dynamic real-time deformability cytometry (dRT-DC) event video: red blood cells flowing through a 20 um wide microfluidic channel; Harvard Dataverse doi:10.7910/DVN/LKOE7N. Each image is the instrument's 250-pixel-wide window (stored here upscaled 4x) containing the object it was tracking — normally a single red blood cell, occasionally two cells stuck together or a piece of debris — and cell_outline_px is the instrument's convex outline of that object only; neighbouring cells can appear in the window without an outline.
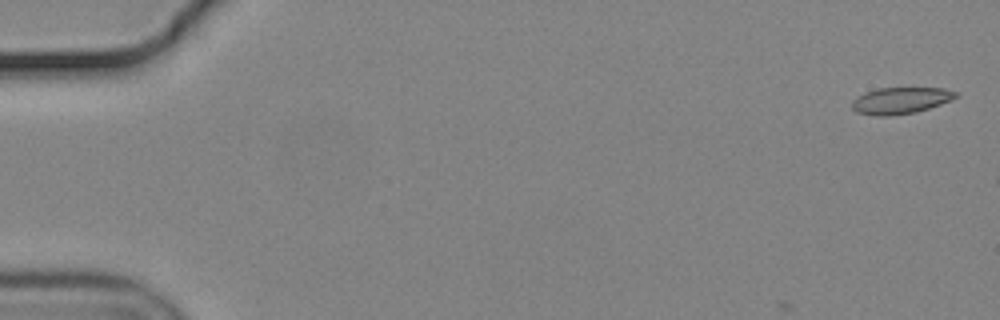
{"species": "common noctule bat (a hibernating species)", "species_latin": "Nyctalus noctula", "temperature_condition": "cold", "stored_images_in_passage": 5, "camera_frame_rate_fps": 3000, "um_per_image_px": 0.085, "animal": {"sex": "male", "body_mass_g": 19.2, "forearm_length_mm": 51.8}, "frame": {"image": 1, "passage_image": 2, "time_ms": 0.333, "image_size_px": [1000, 320], "cell_outline_px": [[960, 96], [952, 100], [916, 112], [888, 116], [876, 116], [856, 112], [852, 108], [852, 100], [856, 96], [864, 92], [876, 88], [944, 88], [956, 92]], "centroid_in_image_um": [76.53, 8.54], "position_along_channel_um": 8.5, "area_um2": 16.18}}